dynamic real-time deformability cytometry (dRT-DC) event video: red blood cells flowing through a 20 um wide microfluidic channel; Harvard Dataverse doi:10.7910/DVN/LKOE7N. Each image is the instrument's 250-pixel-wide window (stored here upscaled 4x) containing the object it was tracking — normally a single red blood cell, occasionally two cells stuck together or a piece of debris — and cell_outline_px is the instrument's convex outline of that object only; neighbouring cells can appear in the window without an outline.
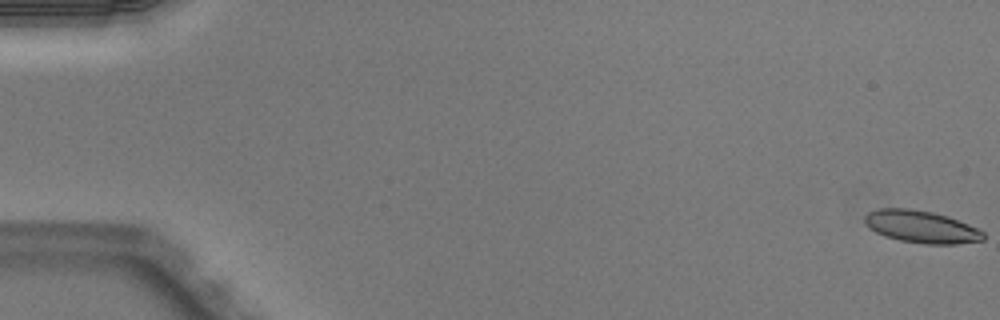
{"species": "Egyptian fruit bat (a non-hibernating species)", "species_latin": "Rousettus aegyptiacus", "temperature_condition": "warm", "stored_images_in_passage": 52, "camera_frame_rate_fps": 3000, "um_per_image_px": 0.085, "animal": {"sex": "male"}, "frame": {"image": 1, "passage_image": 1, "time_ms": 0.0, "image_size_px": [1000, 320], "cell_outline_px": [[984, 240], [956, 244], [924, 244], [900, 240], [884, 236], [868, 228], [864, 224], [864, 216], [868, 212], [880, 208], [908, 208], [932, 212], [948, 216], [968, 224], [984, 232]], "centroid_in_image_um": [78.28, 19.27], "position_along_channel_um": 6.7, "area_um2": 22.43}}
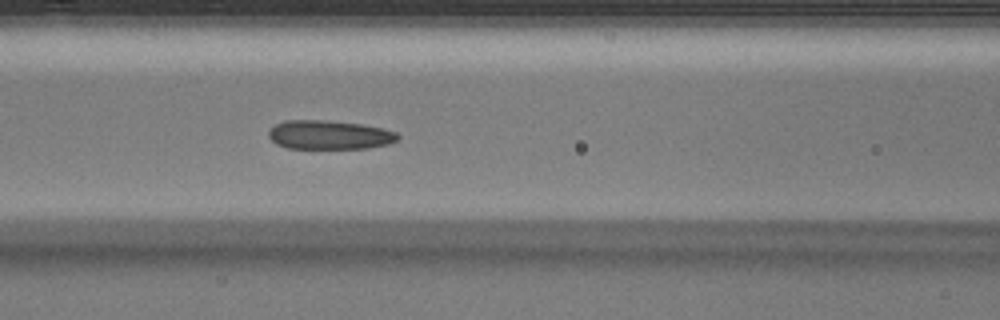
{"frame": {"image": 2, "passage_image": 23, "time_ms": 7.333, "image_size_px": [1000, 320], "cell_outline_px": [[400, 136], [396, 140], [388, 144], [368, 148], [288, 148], [276, 144], [268, 136], [268, 132], [276, 124], [284, 120], [328, 120], [360, 124], [380, 128], [396, 132]], "centroid_in_image_um": [27.97, 11.46], "position_along_channel_um": 138.6, "area_um2": 21.68}}
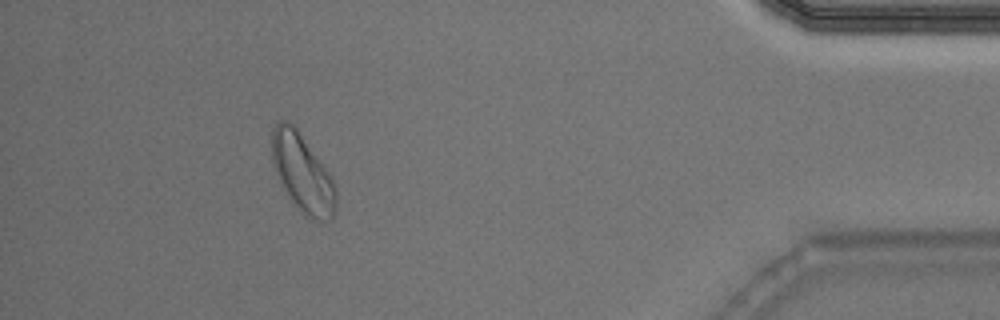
{"frame": {"image": 3, "passage_image": 47, "time_ms": 15.333, "image_size_px": [1000, 320], "cell_outline_px": [[336, 208], [332, 220], [316, 220], [304, 216], [296, 208], [276, 172], [272, 160], [272, 128], [280, 120], [288, 120], [296, 128], [328, 172], [336, 184]], "centroid_in_image_um": [25.73, 14.74], "position_along_channel_um": 409.5, "area_um2": 28.78}}